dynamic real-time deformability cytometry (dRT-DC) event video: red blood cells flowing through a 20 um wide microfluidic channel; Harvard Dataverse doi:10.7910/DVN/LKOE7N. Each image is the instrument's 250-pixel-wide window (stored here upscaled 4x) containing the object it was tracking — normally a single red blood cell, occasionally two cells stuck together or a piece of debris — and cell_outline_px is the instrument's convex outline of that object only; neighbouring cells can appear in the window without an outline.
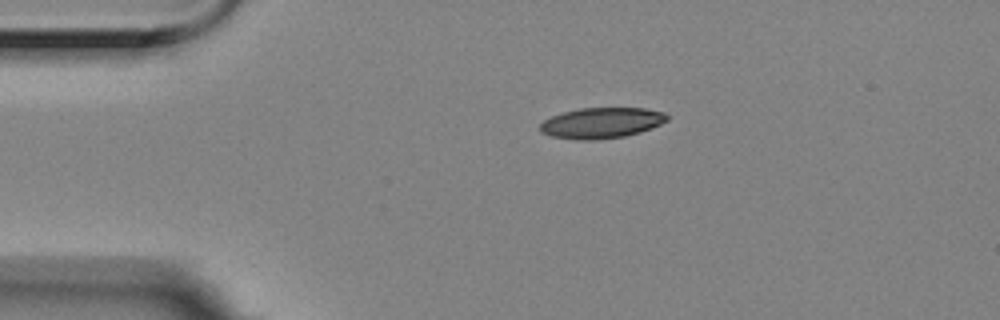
{"species": "Egyptian fruit bat (a non-hibernating species)", "species_latin": "Rousettus aegyptiacus", "temperature_condition": "room temperature", "stored_images_in_passage": 40, "camera_frame_rate_fps": 3000, "um_per_image_px": 0.085, "animal": {"sex": "female"}, "frame": {"image": 1, "passage_image": 1, "time_ms": 0.0, "image_size_px": [1000, 320], "cell_outline_px": [[668, 120], [660, 124], [640, 132], [624, 136], [596, 140], [576, 140], [552, 136], [540, 132], [540, 124], [544, 120], [552, 116], [564, 112], [580, 108], [644, 108], [664, 112], [668, 116]], "centroid_in_image_um": [51.12, 10.45], "position_along_channel_um": 33.9, "area_um2": 22.66}}
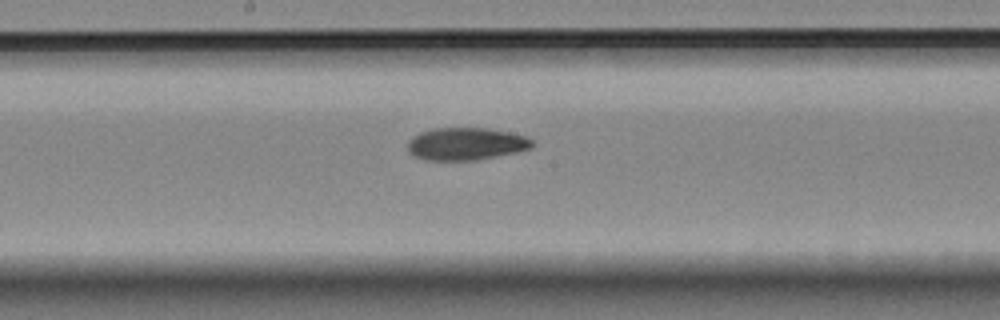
{"frame": {"image": 2, "passage_image": 19, "time_ms": 6.0, "image_size_px": [1000, 320], "cell_outline_px": [[536, 144], [532, 148], [516, 152], [476, 160], [424, 160], [412, 156], [408, 152], [408, 140], [412, 136], [420, 132], [432, 128], [484, 128], [512, 132], [528, 136]], "centroid_in_image_um": [39.61, 12.22], "position_along_channel_um": 208.6, "area_um2": 23.93}}
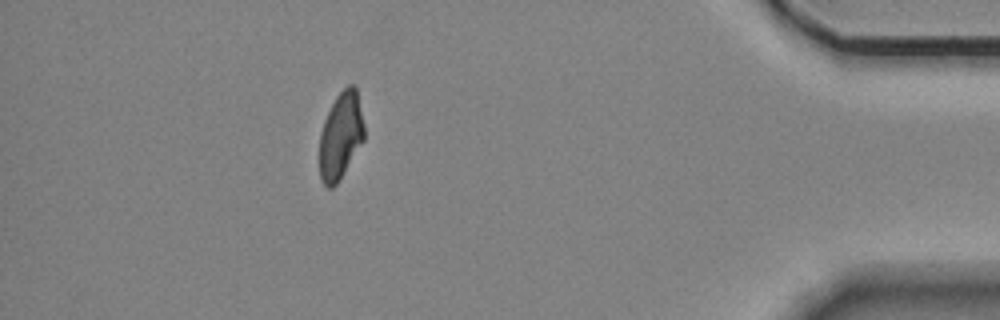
{"frame": {"image": 3, "passage_image": 40, "time_ms": 13.0, "image_size_px": [1000, 320], "cell_outline_px": [[364, 140], [336, 184], [332, 188], [328, 188], [320, 180], [320, 132], [324, 120], [336, 96], [348, 84], [352, 84], [356, 88], [364, 124]], "centroid_in_image_um": [28.95, 11.53], "position_along_channel_um": 406.2, "area_um2": 22.37}, "authors_computed_cell_mechanics": {"area_um2": 23.9003, "velocity_mm_per_s": 3.5225, "shape_relaxation_time_tau1_ms": 6.6992, "shape_relaxation_time_tau2_ms": 5.6344, "deformation_change_tau1": 0.1796, "deformation_change_tau2": 0.102}}